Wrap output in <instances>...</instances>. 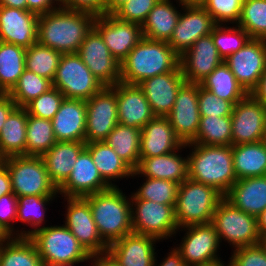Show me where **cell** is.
Segmentation results:
<instances>
[{
    "label": "cell",
    "mask_w": 266,
    "mask_h": 266,
    "mask_svg": "<svg viewBox=\"0 0 266 266\" xmlns=\"http://www.w3.org/2000/svg\"><path fill=\"white\" fill-rule=\"evenodd\" d=\"M142 185L131 193V199L151 200L160 204L175 205L179 184L170 180L143 177Z\"/></svg>",
    "instance_id": "obj_44"
},
{
    "label": "cell",
    "mask_w": 266,
    "mask_h": 266,
    "mask_svg": "<svg viewBox=\"0 0 266 266\" xmlns=\"http://www.w3.org/2000/svg\"><path fill=\"white\" fill-rule=\"evenodd\" d=\"M94 28L119 63L143 39L142 25L119 20L113 14L96 17Z\"/></svg>",
    "instance_id": "obj_17"
},
{
    "label": "cell",
    "mask_w": 266,
    "mask_h": 266,
    "mask_svg": "<svg viewBox=\"0 0 266 266\" xmlns=\"http://www.w3.org/2000/svg\"><path fill=\"white\" fill-rule=\"evenodd\" d=\"M85 142L57 141L43 156L50 180L58 189L69 177Z\"/></svg>",
    "instance_id": "obj_30"
},
{
    "label": "cell",
    "mask_w": 266,
    "mask_h": 266,
    "mask_svg": "<svg viewBox=\"0 0 266 266\" xmlns=\"http://www.w3.org/2000/svg\"><path fill=\"white\" fill-rule=\"evenodd\" d=\"M118 123L142 129L155 115L138 85L116 83Z\"/></svg>",
    "instance_id": "obj_24"
},
{
    "label": "cell",
    "mask_w": 266,
    "mask_h": 266,
    "mask_svg": "<svg viewBox=\"0 0 266 266\" xmlns=\"http://www.w3.org/2000/svg\"><path fill=\"white\" fill-rule=\"evenodd\" d=\"M28 11L37 15L46 14L60 7V0H26Z\"/></svg>",
    "instance_id": "obj_54"
},
{
    "label": "cell",
    "mask_w": 266,
    "mask_h": 266,
    "mask_svg": "<svg viewBox=\"0 0 266 266\" xmlns=\"http://www.w3.org/2000/svg\"><path fill=\"white\" fill-rule=\"evenodd\" d=\"M158 242L152 236L132 232L112 243L108 251L122 266H155Z\"/></svg>",
    "instance_id": "obj_26"
},
{
    "label": "cell",
    "mask_w": 266,
    "mask_h": 266,
    "mask_svg": "<svg viewBox=\"0 0 266 266\" xmlns=\"http://www.w3.org/2000/svg\"><path fill=\"white\" fill-rule=\"evenodd\" d=\"M86 148L100 175L111 187H119L115 182L132 176L134 170L105 141L86 143Z\"/></svg>",
    "instance_id": "obj_31"
},
{
    "label": "cell",
    "mask_w": 266,
    "mask_h": 266,
    "mask_svg": "<svg viewBox=\"0 0 266 266\" xmlns=\"http://www.w3.org/2000/svg\"><path fill=\"white\" fill-rule=\"evenodd\" d=\"M231 266H266V245L259 244L239 247L231 250Z\"/></svg>",
    "instance_id": "obj_50"
},
{
    "label": "cell",
    "mask_w": 266,
    "mask_h": 266,
    "mask_svg": "<svg viewBox=\"0 0 266 266\" xmlns=\"http://www.w3.org/2000/svg\"><path fill=\"white\" fill-rule=\"evenodd\" d=\"M118 124L116 84L86 100L85 143L104 141Z\"/></svg>",
    "instance_id": "obj_13"
},
{
    "label": "cell",
    "mask_w": 266,
    "mask_h": 266,
    "mask_svg": "<svg viewBox=\"0 0 266 266\" xmlns=\"http://www.w3.org/2000/svg\"><path fill=\"white\" fill-rule=\"evenodd\" d=\"M43 226L28 238L35 245L44 266L91 259V255L84 250L64 224Z\"/></svg>",
    "instance_id": "obj_6"
},
{
    "label": "cell",
    "mask_w": 266,
    "mask_h": 266,
    "mask_svg": "<svg viewBox=\"0 0 266 266\" xmlns=\"http://www.w3.org/2000/svg\"><path fill=\"white\" fill-rule=\"evenodd\" d=\"M185 231L180 244L174 246L188 266L208 265L222 260L220 240L212 223L193 224L178 228L175 233Z\"/></svg>",
    "instance_id": "obj_11"
},
{
    "label": "cell",
    "mask_w": 266,
    "mask_h": 266,
    "mask_svg": "<svg viewBox=\"0 0 266 266\" xmlns=\"http://www.w3.org/2000/svg\"><path fill=\"white\" fill-rule=\"evenodd\" d=\"M17 107L7 93H0V131L10 113Z\"/></svg>",
    "instance_id": "obj_55"
},
{
    "label": "cell",
    "mask_w": 266,
    "mask_h": 266,
    "mask_svg": "<svg viewBox=\"0 0 266 266\" xmlns=\"http://www.w3.org/2000/svg\"><path fill=\"white\" fill-rule=\"evenodd\" d=\"M0 6L28 10L26 0H0Z\"/></svg>",
    "instance_id": "obj_60"
},
{
    "label": "cell",
    "mask_w": 266,
    "mask_h": 266,
    "mask_svg": "<svg viewBox=\"0 0 266 266\" xmlns=\"http://www.w3.org/2000/svg\"><path fill=\"white\" fill-rule=\"evenodd\" d=\"M173 4L172 0L158 1L142 24L144 38L169 42L181 13Z\"/></svg>",
    "instance_id": "obj_33"
},
{
    "label": "cell",
    "mask_w": 266,
    "mask_h": 266,
    "mask_svg": "<svg viewBox=\"0 0 266 266\" xmlns=\"http://www.w3.org/2000/svg\"><path fill=\"white\" fill-rule=\"evenodd\" d=\"M51 121L56 141L85 142L86 100L65 98Z\"/></svg>",
    "instance_id": "obj_28"
},
{
    "label": "cell",
    "mask_w": 266,
    "mask_h": 266,
    "mask_svg": "<svg viewBox=\"0 0 266 266\" xmlns=\"http://www.w3.org/2000/svg\"><path fill=\"white\" fill-rule=\"evenodd\" d=\"M52 81L25 69L14 87L7 93L18 107H25L33 99L51 89Z\"/></svg>",
    "instance_id": "obj_43"
},
{
    "label": "cell",
    "mask_w": 266,
    "mask_h": 266,
    "mask_svg": "<svg viewBox=\"0 0 266 266\" xmlns=\"http://www.w3.org/2000/svg\"><path fill=\"white\" fill-rule=\"evenodd\" d=\"M191 143L232 145L231 116H201L197 135Z\"/></svg>",
    "instance_id": "obj_40"
},
{
    "label": "cell",
    "mask_w": 266,
    "mask_h": 266,
    "mask_svg": "<svg viewBox=\"0 0 266 266\" xmlns=\"http://www.w3.org/2000/svg\"><path fill=\"white\" fill-rule=\"evenodd\" d=\"M169 251L170 252H168L162 260H160L162 262H157V257L155 258V266H188L182 260L180 252L175 247H171V250L169 249Z\"/></svg>",
    "instance_id": "obj_56"
},
{
    "label": "cell",
    "mask_w": 266,
    "mask_h": 266,
    "mask_svg": "<svg viewBox=\"0 0 266 266\" xmlns=\"http://www.w3.org/2000/svg\"><path fill=\"white\" fill-rule=\"evenodd\" d=\"M244 0H205L202 6L216 25H237Z\"/></svg>",
    "instance_id": "obj_47"
},
{
    "label": "cell",
    "mask_w": 266,
    "mask_h": 266,
    "mask_svg": "<svg viewBox=\"0 0 266 266\" xmlns=\"http://www.w3.org/2000/svg\"><path fill=\"white\" fill-rule=\"evenodd\" d=\"M198 104L201 116H231L234 106L230 101L217 97L200 84H198Z\"/></svg>",
    "instance_id": "obj_49"
},
{
    "label": "cell",
    "mask_w": 266,
    "mask_h": 266,
    "mask_svg": "<svg viewBox=\"0 0 266 266\" xmlns=\"http://www.w3.org/2000/svg\"><path fill=\"white\" fill-rule=\"evenodd\" d=\"M182 70L145 79L138 86L146 96L155 116L166 117L173 109L180 87L185 83Z\"/></svg>",
    "instance_id": "obj_23"
},
{
    "label": "cell",
    "mask_w": 266,
    "mask_h": 266,
    "mask_svg": "<svg viewBox=\"0 0 266 266\" xmlns=\"http://www.w3.org/2000/svg\"><path fill=\"white\" fill-rule=\"evenodd\" d=\"M237 180L266 175V140L232 145Z\"/></svg>",
    "instance_id": "obj_34"
},
{
    "label": "cell",
    "mask_w": 266,
    "mask_h": 266,
    "mask_svg": "<svg viewBox=\"0 0 266 266\" xmlns=\"http://www.w3.org/2000/svg\"><path fill=\"white\" fill-rule=\"evenodd\" d=\"M183 145L167 117L155 116L141 129L140 158L171 153Z\"/></svg>",
    "instance_id": "obj_27"
},
{
    "label": "cell",
    "mask_w": 266,
    "mask_h": 266,
    "mask_svg": "<svg viewBox=\"0 0 266 266\" xmlns=\"http://www.w3.org/2000/svg\"><path fill=\"white\" fill-rule=\"evenodd\" d=\"M174 207L151 200L131 199L133 233L152 236L161 242L174 237L178 231Z\"/></svg>",
    "instance_id": "obj_10"
},
{
    "label": "cell",
    "mask_w": 266,
    "mask_h": 266,
    "mask_svg": "<svg viewBox=\"0 0 266 266\" xmlns=\"http://www.w3.org/2000/svg\"><path fill=\"white\" fill-rule=\"evenodd\" d=\"M96 168L89 150L85 147L73 165L68 179L58 188L63 197H85L110 189Z\"/></svg>",
    "instance_id": "obj_20"
},
{
    "label": "cell",
    "mask_w": 266,
    "mask_h": 266,
    "mask_svg": "<svg viewBox=\"0 0 266 266\" xmlns=\"http://www.w3.org/2000/svg\"><path fill=\"white\" fill-rule=\"evenodd\" d=\"M176 27L168 42L181 56L200 37L211 34L216 26L210 14L202 5L183 6Z\"/></svg>",
    "instance_id": "obj_19"
},
{
    "label": "cell",
    "mask_w": 266,
    "mask_h": 266,
    "mask_svg": "<svg viewBox=\"0 0 266 266\" xmlns=\"http://www.w3.org/2000/svg\"><path fill=\"white\" fill-rule=\"evenodd\" d=\"M0 266H44L28 237H9L0 244Z\"/></svg>",
    "instance_id": "obj_38"
},
{
    "label": "cell",
    "mask_w": 266,
    "mask_h": 266,
    "mask_svg": "<svg viewBox=\"0 0 266 266\" xmlns=\"http://www.w3.org/2000/svg\"><path fill=\"white\" fill-rule=\"evenodd\" d=\"M127 1L129 0H106V14H114Z\"/></svg>",
    "instance_id": "obj_61"
},
{
    "label": "cell",
    "mask_w": 266,
    "mask_h": 266,
    "mask_svg": "<svg viewBox=\"0 0 266 266\" xmlns=\"http://www.w3.org/2000/svg\"><path fill=\"white\" fill-rule=\"evenodd\" d=\"M52 86L66 99L88 100L105 86L77 53L62 54Z\"/></svg>",
    "instance_id": "obj_9"
},
{
    "label": "cell",
    "mask_w": 266,
    "mask_h": 266,
    "mask_svg": "<svg viewBox=\"0 0 266 266\" xmlns=\"http://www.w3.org/2000/svg\"><path fill=\"white\" fill-rule=\"evenodd\" d=\"M224 62L236 80L251 93L266 69V40L250 38L241 49L225 58Z\"/></svg>",
    "instance_id": "obj_15"
},
{
    "label": "cell",
    "mask_w": 266,
    "mask_h": 266,
    "mask_svg": "<svg viewBox=\"0 0 266 266\" xmlns=\"http://www.w3.org/2000/svg\"><path fill=\"white\" fill-rule=\"evenodd\" d=\"M224 59L214 45L212 35L200 37L180 56V67L187 83H198L210 75Z\"/></svg>",
    "instance_id": "obj_21"
},
{
    "label": "cell",
    "mask_w": 266,
    "mask_h": 266,
    "mask_svg": "<svg viewBox=\"0 0 266 266\" xmlns=\"http://www.w3.org/2000/svg\"><path fill=\"white\" fill-rule=\"evenodd\" d=\"M232 145L266 140V106L248 93L233 106Z\"/></svg>",
    "instance_id": "obj_12"
},
{
    "label": "cell",
    "mask_w": 266,
    "mask_h": 266,
    "mask_svg": "<svg viewBox=\"0 0 266 266\" xmlns=\"http://www.w3.org/2000/svg\"><path fill=\"white\" fill-rule=\"evenodd\" d=\"M263 242L266 245V237L263 238Z\"/></svg>",
    "instance_id": "obj_67"
},
{
    "label": "cell",
    "mask_w": 266,
    "mask_h": 266,
    "mask_svg": "<svg viewBox=\"0 0 266 266\" xmlns=\"http://www.w3.org/2000/svg\"><path fill=\"white\" fill-rule=\"evenodd\" d=\"M141 129L117 124L104 140L133 170L140 161Z\"/></svg>",
    "instance_id": "obj_35"
},
{
    "label": "cell",
    "mask_w": 266,
    "mask_h": 266,
    "mask_svg": "<svg viewBox=\"0 0 266 266\" xmlns=\"http://www.w3.org/2000/svg\"><path fill=\"white\" fill-rule=\"evenodd\" d=\"M12 193L11 178L7 167L0 161V197Z\"/></svg>",
    "instance_id": "obj_58"
},
{
    "label": "cell",
    "mask_w": 266,
    "mask_h": 266,
    "mask_svg": "<svg viewBox=\"0 0 266 266\" xmlns=\"http://www.w3.org/2000/svg\"><path fill=\"white\" fill-rule=\"evenodd\" d=\"M17 217V196L12 192L0 197V227L9 237H20V230L13 226Z\"/></svg>",
    "instance_id": "obj_52"
},
{
    "label": "cell",
    "mask_w": 266,
    "mask_h": 266,
    "mask_svg": "<svg viewBox=\"0 0 266 266\" xmlns=\"http://www.w3.org/2000/svg\"><path fill=\"white\" fill-rule=\"evenodd\" d=\"M176 1V2H175ZM174 2L177 4V7H183V6H195V5H202L205 0H174Z\"/></svg>",
    "instance_id": "obj_63"
},
{
    "label": "cell",
    "mask_w": 266,
    "mask_h": 266,
    "mask_svg": "<svg viewBox=\"0 0 266 266\" xmlns=\"http://www.w3.org/2000/svg\"><path fill=\"white\" fill-rule=\"evenodd\" d=\"M200 85L217 97L230 101L233 105L248 94L224 61L204 78Z\"/></svg>",
    "instance_id": "obj_37"
},
{
    "label": "cell",
    "mask_w": 266,
    "mask_h": 266,
    "mask_svg": "<svg viewBox=\"0 0 266 266\" xmlns=\"http://www.w3.org/2000/svg\"><path fill=\"white\" fill-rule=\"evenodd\" d=\"M39 15L0 6V41L28 49L37 42Z\"/></svg>",
    "instance_id": "obj_22"
},
{
    "label": "cell",
    "mask_w": 266,
    "mask_h": 266,
    "mask_svg": "<svg viewBox=\"0 0 266 266\" xmlns=\"http://www.w3.org/2000/svg\"><path fill=\"white\" fill-rule=\"evenodd\" d=\"M56 142L51 120L28 115L26 156H43Z\"/></svg>",
    "instance_id": "obj_41"
},
{
    "label": "cell",
    "mask_w": 266,
    "mask_h": 266,
    "mask_svg": "<svg viewBox=\"0 0 266 266\" xmlns=\"http://www.w3.org/2000/svg\"><path fill=\"white\" fill-rule=\"evenodd\" d=\"M26 49L0 41V93H8L25 67Z\"/></svg>",
    "instance_id": "obj_39"
},
{
    "label": "cell",
    "mask_w": 266,
    "mask_h": 266,
    "mask_svg": "<svg viewBox=\"0 0 266 266\" xmlns=\"http://www.w3.org/2000/svg\"><path fill=\"white\" fill-rule=\"evenodd\" d=\"M89 261H91V259H82V260H76V261H73V262H68V263L54 265V266H76V264L79 265V263L89 262Z\"/></svg>",
    "instance_id": "obj_64"
},
{
    "label": "cell",
    "mask_w": 266,
    "mask_h": 266,
    "mask_svg": "<svg viewBox=\"0 0 266 266\" xmlns=\"http://www.w3.org/2000/svg\"><path fill=\"white\" fill-rule=\"evenodd\" d=\"M220 243H229L233 248L251 246L263 241L257 224V217L234 207L223 198L215 209L212 222Z\"/></svg>",
    "instance_id": "obj_8"
},
{
    "label": "cell",
    "mask_w": 266,
    "mask_h": 266,
    "mask_svg": "<svg viewBox=\"0 0 266 266\" xmlns=\"http://www.w3.org/2000/svg\"><path fill=\"white\" fill-rule=\"evenodd\" d=\"M9 171L12 192L17 197L58 196L42 156H11L0 160Z\"/></svg>",
    "instance_id": "obj_7"
},
{
    "label": "cell",
    "mask_w": 266,
    "mask_h": 266,
    "mask_svg": "<svg viewBox=\"0 0 266 266\" xmlns=\"http://www.w3.org/2000/svg\"><path fill=\"white\" fill-rule=\"evenodd\" d=\"M186 149L185 144L178 150L156 157L140 158L137 168L133 171L134 177H148L170 180L181 184L188 178V156H182L181 151ZM140 175V176H139Z\"/></svg>",
    "instance_id": "obj_25"
},
{
    "label": "cell",
    "mask_w": 266,
    "mask_h": 266,
    "mask_svg": "<svg viewBox=\"0 0 266 266\" xmlns=\"http://www.w3.org/2000/svg\"><path fill=\"white\" fill-rule=\"evenodd\" d=\"M62 53L36 42L26 49L25 67L27 70L53 81Z\"/></svg>",
    "instance_id": "obj_42"
},
{
    "label": "cell",
    "mask_w": 266,
    "mask_h": 266,
    "mask_svg": "<svg viewBox=\"0 0 266 266\" xmlns=\"http://www.w3.org/2000/svg\"><path fill=\"white\" fill-rule=\"evenodd\" d=\"M211 35L214 45L223 59L237 52L250 39L248 33L237 25H216Z\"/></svg>",
    "instance_id": "obj_46"
},
{
    "label": "cell",
    "mask_w": 266,
    "mask_h": 266,
    "mask_svg": "<svg viewBox=\"0 0 266 266\" xmlns=\"http://www.w3.org/2000/svg\"><path fill=\"white\" fill-rule=\"evenodd\" d=\"M227 262H224L223 260H220V261L212 263V264L201 265V266H231L230 261H227Z\"/></svg>",
    "instance_id": "obj_65"
},
{
    "label": "cell",
    "mask_w": 266,
    "mask_h": 266,
    "mask_svg": "<svg viewBox=\"0 0 266 266\" xmlns=\"http://www.w3.org/2000/svg\"><path fill=\"white\" fill-rule=\"evenodd\" d=\"M257 224L261 237H266V208L257 216Z\"/></svg>",
    "instance_id": "obj_62"
},
{
    "label": "cell",
    "mask_w": 266,
    "mask_h": 266,
    "mask_svg": "<svg viewBox=\"0 0 266 266\" xmlns=\"http://www.w3.org/2000/svg\"><path fill=\"white\" fill-rule=\"evenodd\" d=\"M120 65L121 82L134 85L156 75L181 70L180 56L168 42L144 37Z\"/></svg>",
    "instance_id": "obj_4"
},
{
    "label": "cell",
    "mask_w": 266,
    "mask_h": 266,
    "mask_svg": "<svg viewBox=\"0 0 266 266\" xmlns=\"http://www.w3.org/2000/svg\"><path fill=\"white\" fill-rule=\"evenodd\" d=\"M251 94L266 106V69L258 85L251 91Z\"/></svg>",
    "instance_id": "obj_59"
},
{
    "label": "cell",
    "mask_w": 266,
    "mask_h": 266,
    "mask_svg": "<svg viewBox=\"0 0 266 266\" xmlns=\"http://www.w3.org/2000/svg\"><path fill=\"white\" fill-rule=\"evenodd\" d=\"M223 198L215 188L187 178L179 184L174 207L178 228L211 223Z\"/></svg>",
    "instance_id": "obj_5"
},
{
    "label": "cell",
    "mask_w": 266,
    "mask_h": 266,
    "mask_svg": "<svg viewBox=\"0 0 266 266\" xmlns=\"http://www.w3.org/2000/svg\"><path fill=\"white\" fill-rule=\"evenodd\" d=\"M60 196H36L27 195L22 197H17V217L16 221H20L24 226L29 225L32 229H27L23 227L20 229V237H28L30 234L36 230L43 228L42 226L46 223L45 214L48 210L46 206L57 200ZM24 229V230H23Z\"/></svg>",
    "instance_id": "obj_36"
},
{
    "label": "cell",
    "mask_w": 266,
    "mask_h": 266,
    "mask_svg": "<svg viewBox=\"0 0 266 266\" xmlns=\"http://www.w3.org/2000/svg\"><path fill=\"white\" fill-rule=\"evenodd\" d=\"M64 225L71 231L84 250L92 255L108 251L92 217L89 202L84 197H64Z\"/></svg>",
    "instance_id": "obj_14"
},
{
    "label": "cell",
    "mask_w": 266,
    "mask_h": 266,
    "mask_svg": "<svg viewBox=\"0 0 266 266\" xmlns=\"http://www.w3.org/2000/svg\"><path fill=\"white\" fill-rule=\"evenodd\" d=\"M77 54L104 86H113L121 81V65L111 55L102 36L94 27L83 40Z\"/></svg>",
    "instance_id": "obj_16"
},
{
    "label": "cell",
    "mask_w": 266,
    "mask_h": 266,
    "mask_svg": "<svg viewBox=\"0 0 266 266\" xmlns=\"http://www.w3.org/2000/svg\"><path fill=\"white\" fill-rule=\"evenodd\" d=\"M159 0H129L113 15L119 20L142 25Z\"/></svg>",
    "instance_id": "obj_51"
},
{
    "label": "cell",
    "mask_w": 266,
    "mask_h": 266,
    "mask_svg": "<svg viewBox=\"0 0 266 266\" xmlns=\"http://www.w3.org/2000/svg\"><path fill=\"white\" fill-rule=\"evenodd\" d=\"M90 262L89 266H122L109 251L92 254Z\"/></svg>",
    "instance_id": "obj_57"
},
{
    "label": "cell",
    "mask_w": 266,
    "mask_h": 266,
    "mask_svg": "<svg viewBox=\"0 0 266 266\" xmlns=\"http://www.w3.org/2000/svg\"><path fill=\"white\" fill-rule=\"evenodd\" d=\"M64 99V95L58 89L52 87L47 92L29 102L25 106V109L28 115L52 120Z\"/></svg>",
    "instance_id": "obj_48"
},
{
    "label": "cell",
    "mask_w": 266,
    "mask_h": 266,
    "mask_svg": "<svg viewBox=\"0 0 266 266\" xmlns=\"http://www.w3.org/2000/svg\"><path fill=\"white\" fill-rule=\"evenodd\" d=\"M237 26L250 38L266 40V0H244Z\"/></svg>",
    "instance_id": "obj_45"
},
{
    "label": "cell",
    "mask_w": 266,
    "mask_h": 266,
    "mask_svg": "<svg viewBox=\"0 0 266 266\" xmlns=\"http://www.w3.org/2000/svg\"><path fill=\"white\" fill-rule=\"evenodd\" d=\"M95 18L89 13L58 7L39 15L37 42L62 54L77 53L94 27Z\"/></svg>",
    "instance_id": "obj_1"
},
{
    "label": "cell",
    "mask_w": 266,
    "mask_h": 266,
    "mask_svg": "<svg viewBox=\"0 0 266 266\" xmlns=\"http://www.w3.org/2000/svg\"><path fill=\"white\" fill-rule=\"evenodd\" d=\"M28 112L16 107L0 131V160L11 156H26V127Z\"/></svg>",
    "instance_id": "obj_32"
},
{
    "label": "cell",
    "mask_w": 266,
    "mask_h": 266,
    "mask_svg": "<svg viewBox=\"0 0 266 266\" xmlns=\"http://www.w3.org/2000/svg\"><path fill=\"white\" fill-rule=\"evenodd\" d=\"M8 238H9V236L0 227V244L2 242L6 241Z\"/></svg>",
    "instance_id": "obj_66"
},
{
    "label": "cell",
    "mask_w": 266,
    "mask_h": 266,
    "mask_svg": "<svg viewBox=\"0 0 266 266\" xmlns=\"http://www.w3.org/2000/svg\"><path fill=\"white\" fill-rule=\"evenodd\" d=\"M224 198L234 207L257 217L266 208V175L237 180Z\"/></svg>",
    "instance_id": "obj_29"
},
{
    "label": "cell",
    "mask_w": 266,
    "mask_h": 266,
    "mask_svg": "<svg viewBox=\"0 0 266 266\" xmlns=\"http://www.w3.org/2000/svg\"><path fill=\"white\" fill-rule=\"evenodd\" d=\"M126 195L121 188L111 187L84 197L89 202L100 237L108 247L133 232L131 197Z\"/></svg>",
    "instance_id": "obj_3"
},
{
    "label": "cell",
    "mask_w": 266,
    "mask_h": 266,
    "mask_svg": "<svg viewBox=\"0 0 266 266\" xmlns=\"http://www.w3.org/2000/svg\"><path fill=\"white\" fill-rule=\"evenodd\" d=\"M185 147L190 149L188 178L211 186L225 196L237 181L232 145L188 143Z\"/></svg>",
    "instance_id": "obj_2"
},
{
    "label": "cell",
    "mask_w": 266,
    "mask_h": 266,
    "mask_svg": "<svg viewBox=\"0 0 266 266\" xmlns=\"http://www.w3.org/2000/svg\"><path fill=\"white\" fill-rule=\"evenodd\" d=\"M183 144L191 143L199 128L198 83L185 82L179 89L173 109L166 116Z\"/></svg>",
    "instance_id": "obj_18"
},
{
    "label": "cell",
    "mask_w": 266,
    "mask_h": 266,
    "mask_svg": "<svg viewBox=\"0 0 266 266\" xmlns=\"http://www.w3.org/2000/svg\"><path fill=\"white\" fill-rule=\"evenodd\" d=\"M60 7L89 13L94 17L106 14V0H60Z\"/></svg>",
    "instance_id": "obj_53"
}]
</instances>
